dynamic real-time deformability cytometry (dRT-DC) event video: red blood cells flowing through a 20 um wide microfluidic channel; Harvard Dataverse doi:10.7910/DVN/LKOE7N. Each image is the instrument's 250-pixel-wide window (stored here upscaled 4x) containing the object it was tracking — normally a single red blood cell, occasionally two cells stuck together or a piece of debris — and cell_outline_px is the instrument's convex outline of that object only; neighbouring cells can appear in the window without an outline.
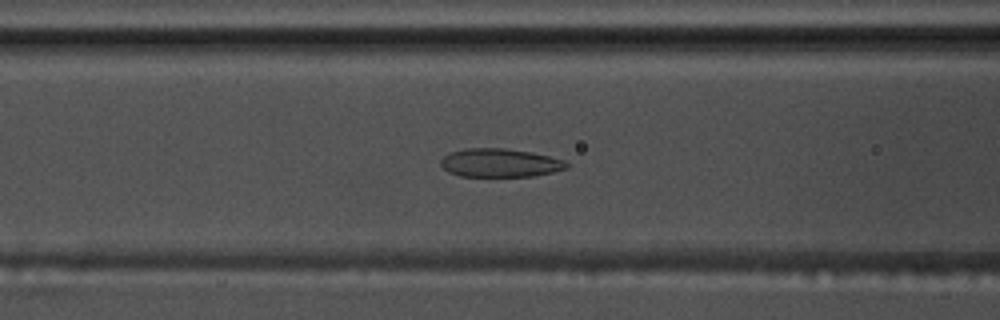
{"species": "common noctule bat (a hibernating species)", "species_latin": "Nyctalus noctula", "temperature_condition": "warm", "stored_images_in_passage": 58, "camera_frame_rate_fps": 3000, "um_per_image_px": 0.085, "animal": {"sex": "male", "body_mass_g": 17.5, "forearm_length_mm": 52.3}, "frame": {"image": 1, "passage_image": 24, "time_ms": 7.667, "image_size_px": [1000, 320], "cell_outline_px": [[568, 168], [552, 172], [532, 176], [460, 176], [448, 172], [440, 164], [440, 160], [448, 152], [464, 148], [504, 148], [528, 152], [548, 156], [564, 160], [568, 164]], "centroid_in_image_um": [42.45, 13.84], "position_along_channel_um": 124.2, "area_um2": 20.81}}
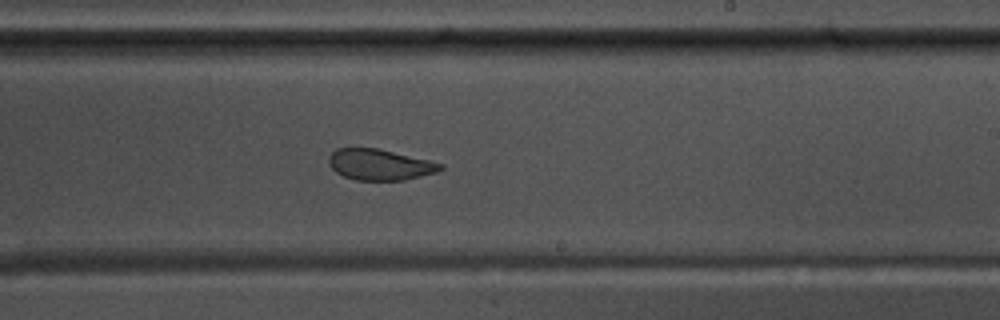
{"frame": {"image": 2, "passage_image": 35, "time_ms": 11.333, "image_size_px": [1000, 320], "cell_outline_px": [[444, 168], [436, 172], [404, 180], [356, 180], [344, 176], [336, 172], [332, 168], [328, 160], [328, 156], [336, 148], [376, 148], [428, 160], [444, 164]], "centroid_in_image_um": [32.26, 13.99], "position_along_channel_um": 256.7, "area_um2": 19.94}}
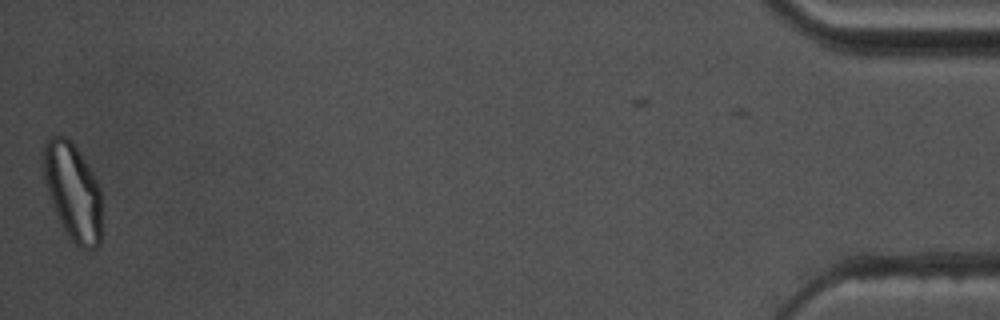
{"frame": {"image": 3, "passage_image": 57, "time_ms": 18.667, "image_size_px": [1000, 320], "cell_outline_px": [[100, 244], [96, 248], [84, 252], [64, 232], [56, 216], [44, 180], [44, 144], [48, 136], [64, 136], [72, 140], [92, 172], [100, 188]], "centroid_in_image_um": [6.18, 16.32], "position_along_channel_um": 429.0, "area_um2": 33.18}, "authors_computed_cell_mechanics": {"area_um2": 24.2471, "velocity_mm_per_s": 3.6313, "shape_relaxation_time_tau1_ms": 7.4551, "shape_relaxation_time_tau2_ms": 1.5274, "deformation_change_tau1": 0.1721, "deformation_change_tau2": 0.0602}}